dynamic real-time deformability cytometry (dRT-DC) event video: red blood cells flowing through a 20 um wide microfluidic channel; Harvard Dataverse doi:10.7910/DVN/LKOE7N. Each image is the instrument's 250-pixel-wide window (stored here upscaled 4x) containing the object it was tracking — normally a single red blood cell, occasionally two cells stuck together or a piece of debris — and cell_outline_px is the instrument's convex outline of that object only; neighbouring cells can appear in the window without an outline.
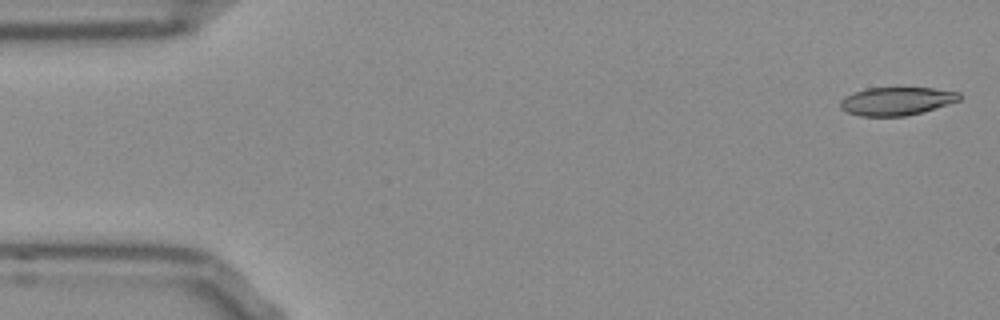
{"species": "Egyptian fruit bat (a non-hibernating species)", "species_latin": "Rousettus aegyptiacus", "temperature_condition": "room temperature", "stored_images_in_passage": 12, "camera_frame_rate_fps": 3000, "um_per_image_px": 0.085, "frame": {"image": 1, "passage_image": 1, "time_ms": 0.0, "image_size_px": [1000, 320], "cell_outline_px": [[960, 100], [948, 104], [920, 112], [904, 116], [860, 116], [848, 112], [840, 108], [840, 100], [844, 96], [852, 92], [864, 88], [932, 88], [960, 92]], "centroid_in_image_um": [76.16, 8.59], "position_along_channel_um": 8.8, "area_um2": 19.48}}